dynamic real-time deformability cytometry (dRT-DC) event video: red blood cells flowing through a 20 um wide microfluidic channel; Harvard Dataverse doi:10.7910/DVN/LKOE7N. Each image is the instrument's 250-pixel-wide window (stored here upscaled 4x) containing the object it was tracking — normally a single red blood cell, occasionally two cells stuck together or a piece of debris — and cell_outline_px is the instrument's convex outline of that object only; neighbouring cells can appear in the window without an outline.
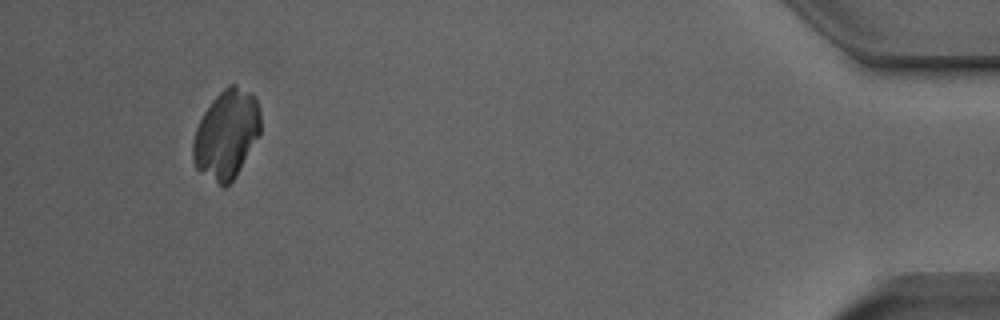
{"species": "Egyptian fruit bat (a non-hibernating species)", "species_latin": "Rousettus aegyptiacus", "temperature_condition": "room temperature", "stored_images_in_passage": 37, "camera_frame_rate_fps": 3000, "um_per_image_px": 0.085, "animal": {"sex": "male"}, "frame": {"image": 1, "passage_image": 34, "time_ms": 11.0, "image_size_px": [1000, 320], "cell_outline_px": [[260, 132], [232, 180], [228, 184], [220, 184], [200, 172], [196, 168], [192, 160], [192, 140], [196, 128], [204, 112], [212, 100], [228, 84], [236, 84], [252, 92], [260, 108]], "centroid_in_image_um": [19.22, 11.35], "position_along_channel_um": 416.0, "area_um2": 34.45}}